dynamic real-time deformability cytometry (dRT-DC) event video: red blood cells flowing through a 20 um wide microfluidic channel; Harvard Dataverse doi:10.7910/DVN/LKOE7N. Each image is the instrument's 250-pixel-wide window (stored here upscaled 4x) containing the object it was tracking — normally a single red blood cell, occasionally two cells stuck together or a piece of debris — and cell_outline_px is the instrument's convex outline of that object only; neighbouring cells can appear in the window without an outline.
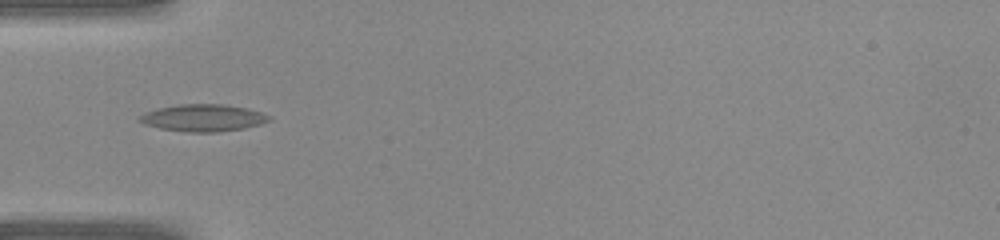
{"species": "common noctule bat (a hibernating species)", "species_latin": "Nyctalus noctula", "temperature_condition": "warm", "stored_images_in_passage": 35, "camera_frame_rate_fps": 3000, "um_per_image_px": 0.085, "animal": {"sex": "female", "body_mass_g": 22.0, "forearm_length_mm": 56.7}, "frame": {"image": 1, "passage_image": 7, "time_ms": 2.0, "image_size_px": [1000, 240], "cell_outline_px": [[272, 120], [260, 124], [244, 128], [216, 132], [188, 132], [160, 128], [144, 124], [140, 120], [140, 116], [144, 112], [160, 108], [180, 104], [224, 104], [248, 108], [272, 116]], "centroid_in_image_um": [17.32, 10.01], "position_along_channel_um": 67.7, "area_um2": 20.35}}
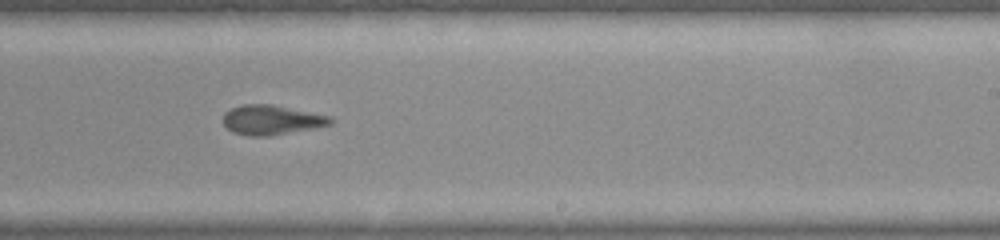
{"frame": {"image": 2, "passage_image": 19, "time_ms": 6.0, "image_size_px": [1000, 240], "cell_outline_px": [[332, 124], [316, 128], [268, 136], [252, 136], [232, 132], [224, 124], [224, 112], [232, 108], [244, 104], [272, 104], [332, 116]], "centroid_in_image_um": [23.11, 10.19], "position_along_channel_um": 265.9, "area_um2": 18.55}}
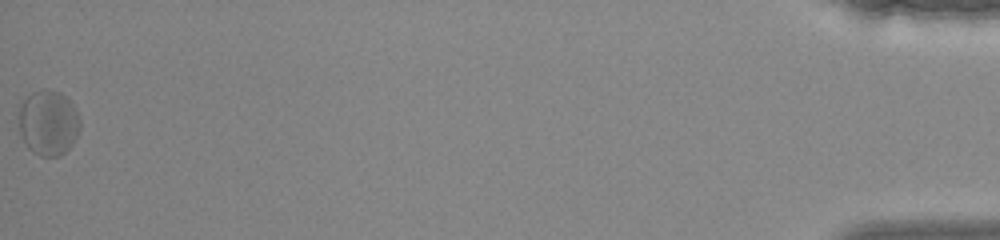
{"frame": {"image": 3, "passage_image": 35, "time_ms": 11.333, "image_size_px": [1000, 240], "cell_outline_px": [[80, 128], [72, 144], [60, 156], [40, 156], [32, 152], [28, 148], [20, 132], [20, 108], [24, 100], [32, 92], [44, 88], [60, 92], [76, 108], [80, 120]], "centroid_in_image_um": [4.13, 10.43], "position_along_channel_um": 431.1, "area_um2": 23.12}}